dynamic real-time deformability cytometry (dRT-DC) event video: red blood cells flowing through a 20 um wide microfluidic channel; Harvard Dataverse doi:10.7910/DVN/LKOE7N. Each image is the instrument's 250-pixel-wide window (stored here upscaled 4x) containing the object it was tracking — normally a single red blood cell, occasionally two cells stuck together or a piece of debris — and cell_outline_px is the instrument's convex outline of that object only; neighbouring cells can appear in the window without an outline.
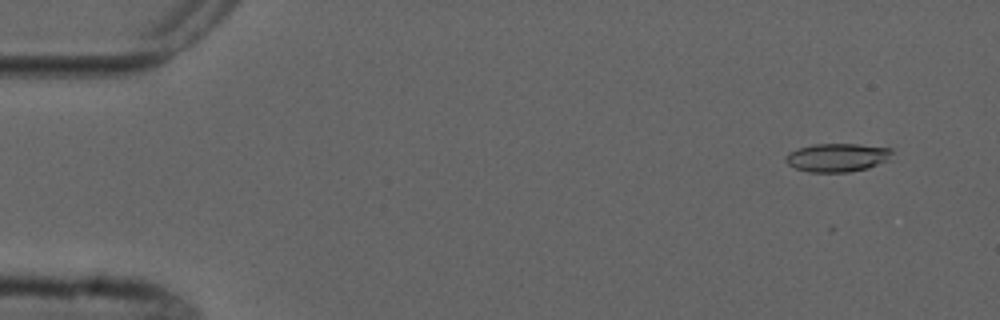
{"species": "common noctule bat (a hibernating species)", "species_latin": "Nyctalus noctula", "temperature_condition": "cold", "stored_images_in_passage": 6, "camera_frame_rate_fps": 3000, "um_per_image_px": 0.085, "animal": {"sex": "male", "forearm_length_mm": 52.5}, "frame": {"image": 1, "passage_image": 1, "time_ms": 0.0, "image_size_px": [1000, 320], "cell_outline_px": [[892, 152], [888, 160], [868, 168], [848, 172], [808, 172], [796, 168], [788, 164], [784, 160], [784, 156], [788, 152], [812, 144], [860, 144], [892, 148]], "centroid_in_image_um": [71.15, 13.38], "position_along_channel_um": 13.9, "area_um2": 17.69}}
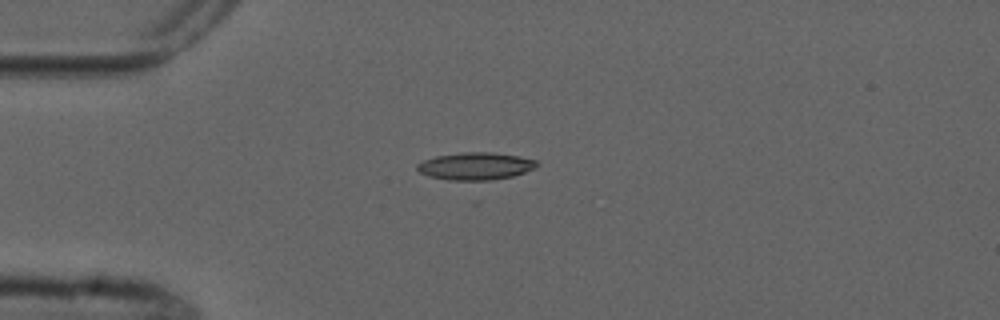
{"frame": {"image": 2, "passage_image": 4, "time_ms": 3.333, "image_size_px": [1000, 320], "cell_outline_px": [[540, 164], [536, 168], [512, 176], [480, 184], [472, 184], [448, 180], [428, 176], [420, 172], [416, 168], [416, 164], [424, 160], [436, 156], [464, 152], [492, 152], [520, 156], [536, 160]], "centroid_in_image_um": [40.43, 14.17], "position_along_channel_um": 44.6, "area_um2": 20.06}}
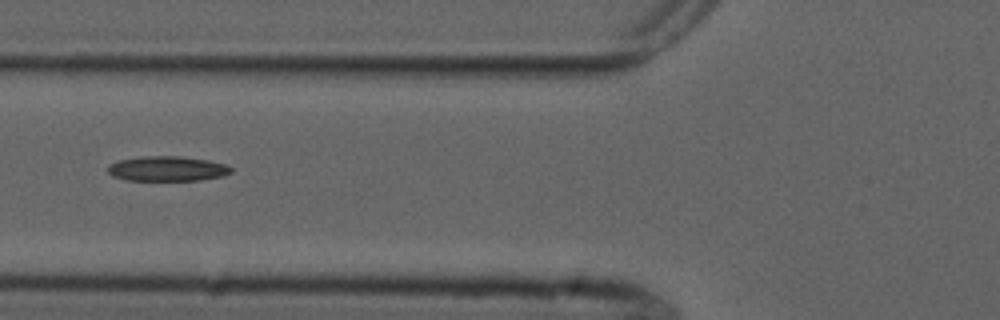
{"frame": {"image": 3, "passage_image": 6, "time_ms": 5.667, "image_size_px": [1000, 320], "cell_outline_px": [[232, 172], [224, 176], [200, 180], [128, 180], [112, 176], [108, 172], [108, 164], [116, 160], [144, 156], [184, 156], [208, 160], [228, 164], [232, 168]], "centroid_in_image_um": [14.24, 14.33], "position_along_channel_um": 111.6, "area_um2": 18.15}}